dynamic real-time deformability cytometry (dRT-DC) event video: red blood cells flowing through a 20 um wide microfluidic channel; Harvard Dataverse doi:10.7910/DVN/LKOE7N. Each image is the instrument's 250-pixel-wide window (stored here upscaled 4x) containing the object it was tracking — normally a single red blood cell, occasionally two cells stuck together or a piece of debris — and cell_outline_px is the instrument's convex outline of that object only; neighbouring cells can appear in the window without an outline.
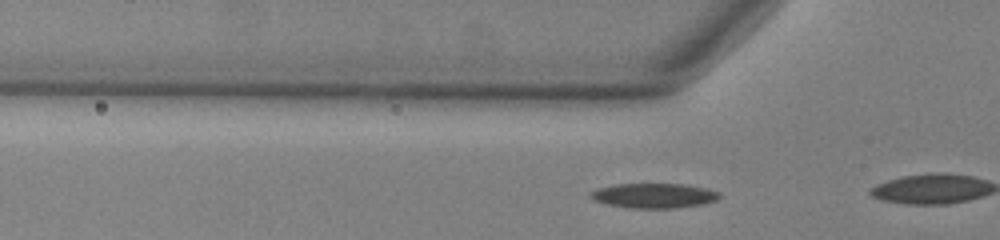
{"species": "common noctule bat (a hibernating species)", "species_latin": "Nyctalus noctula", "temperature_condition": "warm", "stored_images_in_passage": 12, "camera_frame_rate_fps": 3000, "um_per_image_px": 0.085, "animal": {"sex": "male", "body_mass_g": 13.0, "forearm_length_mm": 53.1}, "frame": {"image": 1, "passage_image": 10, "time_ms": 3.0, "image_size_px": [1000, 240], "cell_outline_px": [[720, 196], [716, 200], [700, 204], [676, 208], [628, 208], [604, 204], [592, 200], [588, 196], [596, 188], [616, 184], [684, 184], [704, 188], [720, 192]], "centroid_in_image_um": [55.51, 16.63], "position_along_channel_um": 70.3, "area_um2": 18.67}}